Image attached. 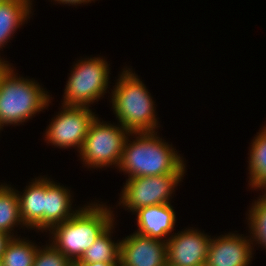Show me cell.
<instances>
[{
  "label": "cell",
  "instance_id": "9",
  "mask_svg": "<svg viewBox=\"0 0 266 266\" xmlns=\"http://www.w3.org/2000/svg\"><path fill=\"white\" fill-rule=\"evenodd\" d=\"M209 237L193 228L171 235L166 242L167 266H198L206 263Z\"/></svg>",
  "mask_w": 266,
  "mask_h": 266
},
{
  "label": "cell",
  "instance_id": "23",
  "mask_svg": "<svg viewBox=\"0 0 266 266\" xmlns=\"http://www.w3.org/2000/svg\"><path fill=\"white\" fill-rule=\"evenodd\" d=\"M70 266H120V263H105V262L75 263V262H72Z\"/></svg>",
  "mask_w": 266,
  "mask_h": 266
},
{
  "label": "cell",
  "instance_id": "21",
  "mask_svg": "<svg viewBox=\"0 0 266 266\" xmlns=\"http://www.w3.org/2000/svg\"><path fill=\"white\" fill-rule=\"evenodd\" d=\"M72 262L52 244L38 248L33 266H70Z\"/></svg>",
  "mask_w": 266,
  "mask_h": 266
},
{
  "label": "cell",
  "instance_id": "8",
  "mask_svg": "<svg viewBox=\"0 0 266 266\" xmlns=\"http://www.w3.org/2000/svg\"><path fill=\"white\" fill-rule=\"evenodd\" d=\"M62 108L47 127L45 141L59 148L77 147L80 151L96 115L85 106L62 105Z\"/></svg>",
  "mask_w": 266,
  "mask_h": 266
},
{
  "label": "cell",
  "instance_id": "20",
  "mask_svg": "<svg viewBox=\"0 0 266 266\" xmlns=\"http://www.w3.org/2000/svg\"><path fill=\"white\" fill-rule=\"evenodd\" d=\"M248 218L252 243L266 249V202L261 197L250 207Z\"/></svg>",
  "mask_w": 266,
  "mask_h": 266
},
{
  "label": "cell",
  "instance_id": "18",
  "mask_svg": "<svg viewBox=\"0 0 266 266\" xmlns=\"http://www.w3.org/2000/svg\"><path fill=\"white\" fill-rule=\"evenodd\" d=\"M24 223L20 217L18 191L8 185H0V231L11 235L16 225Z\"/></svg>",
  "mask_w": 266,
  "mask_h": 266
},
{
  "label": "cell",
  "instance_id": "16",
  "mask_svg": "<svg viewBox=\"0 0 266 266\" xmlns=\"http://www.w3.org/2000/svg\"><path fill=\"white\" fill-rule=\"evenodd\" d=\"M114 226L112 223L75 263H120L121 241L115 243L111 239Z\"/></svg>",
  "mask_w": 266,
  "mask_h": 266
},
{
  "label": "cell",
  "instance_id": "25",
  "mask_svg": "<svg viewBox=\"0 0 266 266\" xmlns=\"http://www.w3.org/2000/svg\"><path fill=\"white\" fill-rule=\"evenodd\" d=\"M8 61H4L3 58H0V79L1 77L7 72V70L10 68Z\"/></svg>",
  "mask_w": 266,
  "mask_h": 266
},
{
  "label": "cell",
  "instance_id": "26",
  "mask_svg": "<svg viewBox=\"0 0 266 266\" xmlns=\"http://www.w3.org/2000/svg\"><path fill=\"white\" fill-rule=\"evenodd\" d=\"M258 189H264V191L266 190V182H264ZM260 197L266 202V191L264 193V195H260Z\"/></svg>",
  "mask_w": 266,
  "mask_h": 266
},
{
  "label": "cell",
  "instance_id": "2",
  "mask_svg": "<svg viewBox=\"0 0 266 266\" xmlns=\"http://www.w3.org/2000/svg\"><path fill=\"white\" fill-rule=\"evenodd\" d=\"M108 206L92 203L80 210L68 220L54 225L52 245L71 262L78 261L96 239L114 223V214ZM52 230V231H51Z\"/></svg>",
  "mask_w": 266,
  "mask_h": 266
},
{
  "label": "cell",
  "instance_id": "3",
  "mask_svg": "<svg viewBox=\"0 0 266 266\" xmlns=\"http://www.w3.org/2000/svg\"><path fill=\"white\" fill-rule=\"evenodd\" d=\"M111 93L113 111L124 129L141 133L155 132L159 127L152 96L130 68L123 69Z\"/></svg>",
  "mask_w": 266,
  "mask_h": 266
},
{
  "label": "cell",
  "instance_id": "27",
  "mask_svg": "<svg viewBox=\"0 0 266 266\" xmlns=\"http://www.w3.org/2000/svg\"><path fill=\"white\" fill-rule=\"evenodd\" d=\"M198 266H209L207 263H203L201 265H198Z\"/></svg>",
  "mask_w": 266,
  "mask_h": 266
},
{
  "label": "cell",
  "instance_id": "14",
  "mask_svg": "<svg viewBox=\"0 0 266 266\" xmlns=\"http://www.w3.org/2000/svg\"><path fill=\"white\" fill-rule=\"evenodd\" d=\"M22 195L18 192L20 217L27 228L44 231V177L32 180Z\"/></svg>",
  "mask_w": 266,
  "mask_h": 266
},
{
  "label": "cell",
  "instance_id": "11",
  "mask_svg": "<svg viewBox=\"0 0 266 266\" xmlns=\"http://www.w3.org/2000/svg\"><path fill=\"white\" fill-rule=\"evenodd\" d=\"M251 237L228 233L211 238L206 263L209 266H249L253 258Z\"/></svg>",
  "mask_w": 266,
  "mask_h": 266
},
{
  "label": "cell",
  "instance_id": "19",
  "mask_svg": "<svg viewBox=\"0 0 266 266\" xmlns=\"http://www.w3.org/2000/svg\"><path fill=\"white\" fill-rule=\"evenodd\" d=\"M12 237L0 260V266H33L38 247L25 238Z\"/></svg>",
  "mask_w": 266,
  "mask_h": 266
},
{
  "label": "cell",
  "instance_id": "28",
  "mask_svg": "<svg viewBox=\"0 0 266 266\" xmlns=\"http://www.w3.org/2000/svg\"><path fill=\"white\" fill-rule=\"evenodd\" d=\"M5 1H7V0H0V4L3 3V2H5Z\"/></svg>",
  "mask_w": 266,
  "mask_h": 266
},
{
  "label": "cell",
  "instance_id": "24",
  "mask_svg": "<svg viewBox=\"0 0 266 266\" xmlns=\"http://www.w3.org/2000/svg\"><path fill=\"white\" fill-rule=\"evenodd\" d=\"M55 2L57 1L58 3H62V4H71V5H77V4H85V3H89L93 0H54Z\"/></svg>",
  "mask_w": 266,
  "mask_h": 266
},
{
  "label": "cell",
  "instance_id": "10",
  "mask_svg": "<svg viewBox=\"0 0 266 266\" xmlns=\"http://www.w3.org/2000/svg\"><path fill=\"white\" fill-rule=\"evenodd\" d=\"M120 266H167L166 242L133 233L121 240Z\"/></svg>",
  "mask_w": 266,
  "mask_h": 266
},
{
  "label": "cell",
  "instance_id": "12",
  "mask_svg": "<svg viewBox=\"0 0 266 266\" xmlns=\"http://www.w3.org/2000/svg\"><path fill=\"white\" fill-rule=\"evenodd\" d=\"M135 213L138 227L136 233L167 242V235L174 230L176 223V213L170 203L142 207Z\"/></svg>",
  "mask_w": 266,
  "mask_h": 266
},
{
  "label": "cell",
  "instance_id": "4",
  "mask_svg": "<svg viewBox=\"0 0 266 266\" xmlns=\"http://www.w3.org/2000/svg\"><path fill=\"white\" fill-rule=\"evenodd\" d=\"M10 67L0 79V123L18 125L48 107V95L32 79L18 78Z\"/></svg>",
  "mask_w": 266,
  "mask_h": 266
},
{
  "label": "cell",
  "instance_id": "6",
  "mask_svg": "<svg viewBox=\"0 0 266 266\" xmlns=\"http://www.w3.org/2000/svg\"><path fill=\"white\" fill-rule=\"evenodd\" d=\"M66 84L63 105L85 106L98 101L106 93L109 80V65L100 57L79 60L73 66Z\"/></svg>",
  "mask_w": 266,
  "mask_h": 266
},
{
  "label": "cell",
  "instance_id": "22",
  "mask_svg": "<svg viewBox=\"0 0 266 266\" xmlns=\"http://www.w3.org/2000/svg\"><path fill=\"white\" fill-rule=\"evenodd\" d=\"M13 236H14L13 234L9 235L7 233L0 231V260H1L2 254L4 253L6 249L8 242L11 240Z\"/></svg>",
  "mask_w": 266,
  "mask_h": 266
},
{
  "label": "cell",
  "instance_id": "5",
  "mask_svg": "<svg viewBox=\"0 0 266 266\" xmlns=\"http://www.w3.org/2000/svg\"><path fill=\"white\" fill-rule=\"evenodd\" d=\"M132 136L122 125L100 122L98 117L92 121L81 150V160L88 167L102 168L110 165L119 166L124 144Z\"/></svg>",
  "mask_w": 266,
  "mask_h": 266
},
{
  "label": "cell",
  "instance_id": "13",
  "mask_svg": "<svg viewBox=\"0 0 266 266\" xmlns=\"http://www.w3.org/2000/svg\"><path fill=\"white\" fill-rule=\"evenodd\" d=\"M71 193L68 188L54 183L44 176V230L62 223L74 216L80 209L73 211Z\"/></svg>",
  "mask_w": 266,
  "mask_h": 266
},
{
  "label": "cell",
  "instance_id": "15",
  "mask_svg": "<svg viewBox=\"0 0 266 266\" xmlns=\"http://www.w3.org/2000/svg\"><path fill=\"white\" fill-rule=\"evenodd\" d=\"M31 0H7L0 4V50L31 14ZM28 17V18H27Z\"/></svg>",
  "mask_w": 266,
  "mask_h": 266
},
{
  "label": "cell",
  "instance_id": "7",
  "mask_svg": "<svg viewBox=\"0 0 266 266\" xmlns=\"http://www.w3.org/2000/svg\"><path fill=\"white\" fill-rule=\"evenodd\" d=\"M184 174L137 176L128 178L122 190L119 204L133 213L139 208L170 203V196Z\"/></svg>",
  "mask_w": 266,
  "mask_h": 266
},
{
  "label": "cell",
  "instance_id": "1",
  "mask_svg": "<svg viewBox=\"0 0 266 266\" xmlns=\"http://www.w3.org/2000/svg\"><path fill=\"white\" fill-rule=\"evenodd\" d=\"M133 134L136 140L130 141L127 137L118 166L119 170L129 174L128 178L185 174L184 158L178 155L172 144L158 137L156 131Z\"/></svg>",
  "mask_w": 266,
  "mask_h": 266
},
{
  "label": "cell",
  "instance_id": "17",
  "mask_svg": "<svg viewBox=\"0 0 266 266\" xmlns=\"http://www.w3.org/2000/svg\"><path fill=\"white\" fill-rule=\"evenodd\" d=\"M249 156V185L257 189L266 182V127L254 137Z\"/></svg>",
  "mask_w": 266,
  "mask_h": 266
}]
</instances>
